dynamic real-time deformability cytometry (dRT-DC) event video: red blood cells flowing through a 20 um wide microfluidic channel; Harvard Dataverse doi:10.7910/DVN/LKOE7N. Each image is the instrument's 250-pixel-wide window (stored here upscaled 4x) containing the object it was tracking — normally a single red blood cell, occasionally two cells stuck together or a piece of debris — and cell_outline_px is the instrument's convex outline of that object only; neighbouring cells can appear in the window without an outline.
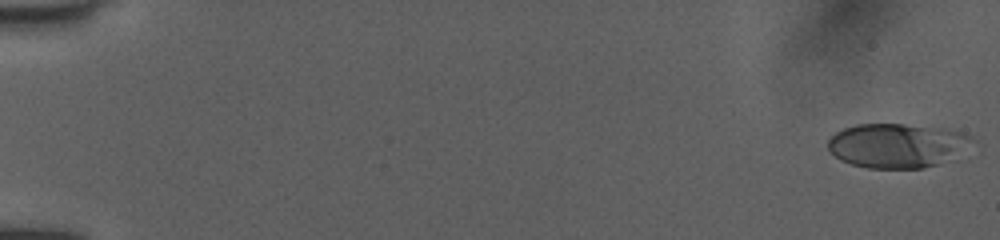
{"species": "human", "species_latin": "Homo sapiens", "temperature_condition": "room temperature", "stored_images_in_passage": 52, "camera_frame_rate_fps": 3000, "um_per_image_px": 0.085, "donor": {"sex": "female"}, "frame": {"image": 1, "passage_image": 1, "time_ms": 0.0, "image_size_px": [1000, 240], "cell_outline_px": [[976, 144], [936, 164], [924, 168], [868, 168], [852, 164], [840, 160], [828, 152], [828, 140], [836, 132], [844, 128], [856, 124], [904, 124], [944, 128], [964, 132], [972, 136], [976, 140]], "centroid_in_image_um": [76.26, 12.35], "position_along_channel_um": 8.7, "area_um2": 37.4}}
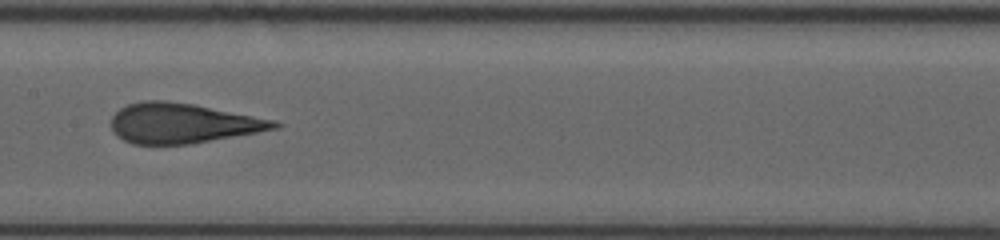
{"frame": {"image": 2, "passage_image": 28, "time_ms": 9.0, "image_size_px": [1000, 240], "cell_outline_px": [[284, 124], [276, 128], [256, 132], [188, 144], [132, 144], [124, 140], [112, 132], [112, 116], [120, 108], [128, 104], [144, 100], [168, 100], [192, 104], [276, 120]], "centroid_in_image_um": [15.49, 10.46], "position_along_channel_um": 191.9, "area_um2": 37.69}}
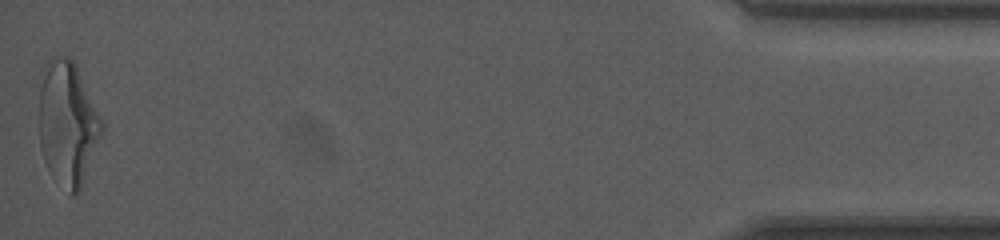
{"frame": {"image": 3, "passage_image": 52, "time_ms": 17.0, "image_size_px": [1000, 240], "cell_outline_px": [[104, 128], [80, 188], [72, 196], [48, 168], [44, 160], [40, 148], [40, 88], [48, 60], [52, 56], [68, 56], [72, 60], [104, 120]], "centroid_in_image_um": [5.76, 10.46], "position_along_channel_um": 429.4, "area_um2": 44.33}, "authors_computed_cell_mechanics": {"area_um2": 37.6856, "velocity_mm_per_s": 4.0124, "shape_relaxation_time_tau1_ms": 4.3461, "shape_relaxation_time_tau2_ms": 0.8897, "deformation_change_tau1": 0.2146, "deformation_change_tau2": 0.1154}}